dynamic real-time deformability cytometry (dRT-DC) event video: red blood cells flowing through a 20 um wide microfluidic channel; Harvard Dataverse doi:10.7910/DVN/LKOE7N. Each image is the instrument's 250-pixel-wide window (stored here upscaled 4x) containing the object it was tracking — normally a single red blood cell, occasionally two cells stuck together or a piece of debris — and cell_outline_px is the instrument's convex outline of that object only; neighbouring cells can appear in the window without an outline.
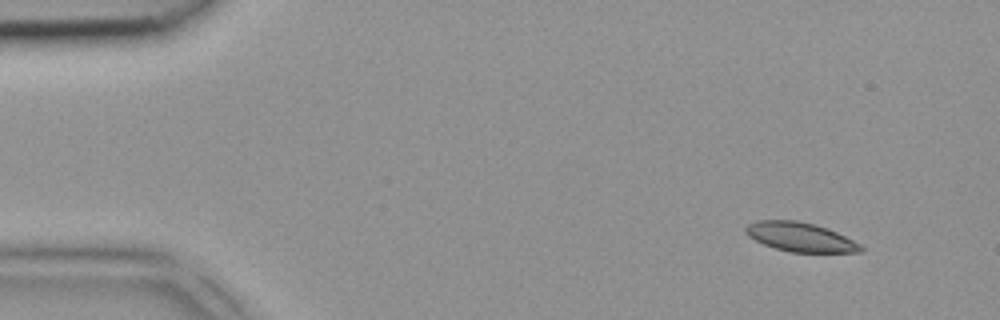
{"species": "common noctule bat (a hibernating species)", "species_latin": "Nyctalus noctula", "temperature_condition": "room temperature", "stored_images_in_passage": 4, "camera_frame_rate_fps": 3000, "um_per_image_px": 0.085, "animal": {"sex": "female", "body_mass_g": 18.4}, "frame": {"image": 1, "passage_image": 1, "time_ms": 0.0, "image_size_px": [1000, 320], "cell_outline_px": [[864, 248], [860, 252], [792, 252], [776, 248], [764, 244], [748, 236], [744, 232], [744, 228], [748, 224], [756, 220], [796, 220], [816, 224], [828, 228], [860, 244]], "centroid_in_image_um": [68.0, 20.13], "position_along_channel_um": 17.0, "area_um2": 19.48}}
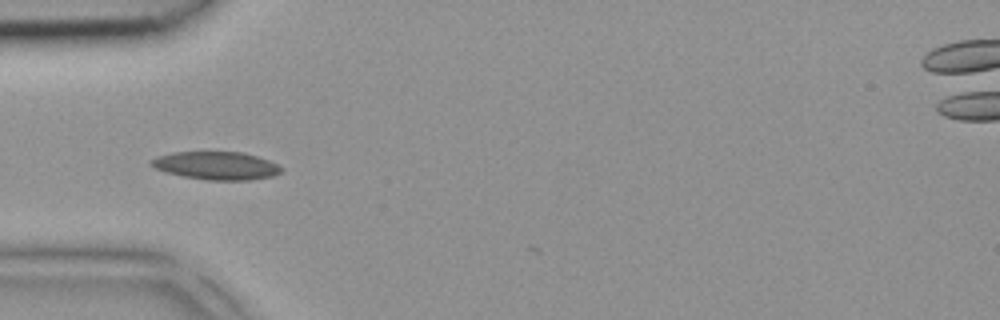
{"frame": {"image": 2, "passage_image": 4, "time_ms": 1.0, "image_size_px": [1000, 320], "cell_outline_px": [[284, 168], [280, 172], [272, 176], [248, 180], [208, 180], [184, 176], [164, 172], [148, 164], [148, 160], [156, 156], [172, 152], [244, 152], [268, 160]], "centroid_in_image_um": [18.33, 14.07], "position_along_channel_um": 66.7, "area_um2": 21.27}}